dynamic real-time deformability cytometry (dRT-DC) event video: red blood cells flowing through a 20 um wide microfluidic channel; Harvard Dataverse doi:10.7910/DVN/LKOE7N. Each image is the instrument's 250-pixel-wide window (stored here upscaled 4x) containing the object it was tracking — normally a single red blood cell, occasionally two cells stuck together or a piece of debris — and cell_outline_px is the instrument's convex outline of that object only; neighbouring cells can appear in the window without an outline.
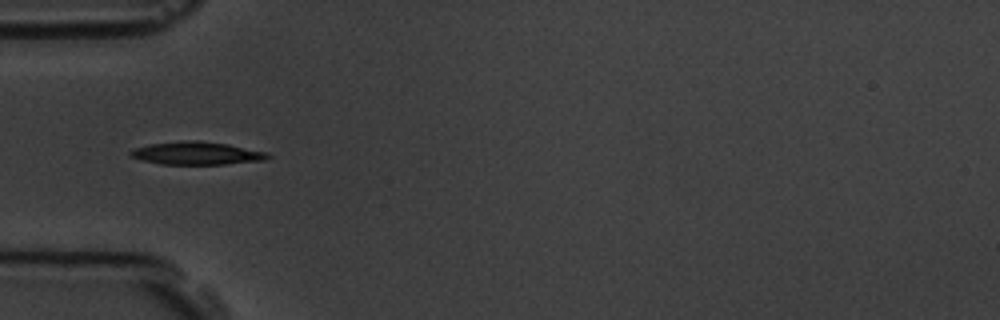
{"species": "common noctule bat (a hibernating species)", "species_latin": "Nyctalus noctula", "temperature_condition": "room temperature", "stored_images_in_passage": 6, "camera_frame_rate_fps": 3000, "um_per_image_px": 0.085, "animal": {"sex": "male", "body_mass_g": 19.5, "forearm_length_mm": 54.6}, "frame": {"image": 1, "passage_image": 6, "time_ms": 6.333, "image_size_px": [1000, 320], "cell_outline_px": [[272, 156], [268, 160], [224, 164], [160, 164], [144, 160], [132, 156], [128, 152], [136, 148], [148, 144], [180, 140], [196, 140], [228, 144], [268, 152]], "centroid_in_image_um": [16.78, 13.02], "position_along_channel_um": 68.2, "area_um2": 18.38}}